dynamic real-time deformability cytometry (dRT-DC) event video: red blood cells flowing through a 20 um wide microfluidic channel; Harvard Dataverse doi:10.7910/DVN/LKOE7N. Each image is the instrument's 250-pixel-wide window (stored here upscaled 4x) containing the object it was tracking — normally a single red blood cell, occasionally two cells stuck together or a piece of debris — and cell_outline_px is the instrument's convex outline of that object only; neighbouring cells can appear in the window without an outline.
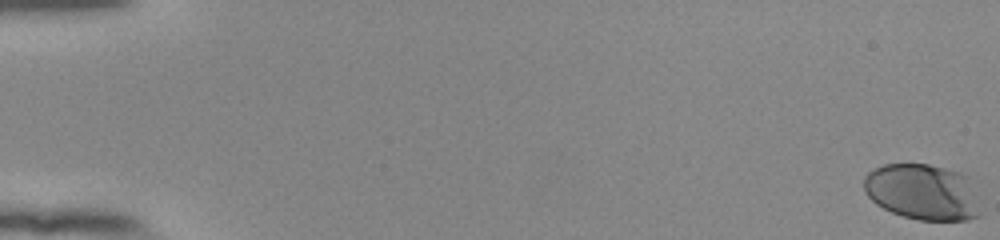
{"species": "human", "species_latin": "Homo sapiens", "temperature_condition": "room temperature", "stored_images_in_passage": 56, "camera_frame_rate_fps": 3000, "um_per_image_px": 0.085, "donor": {"sex": "female"}, "frame": {"image": 1, "passage_image": 1, "time_ms": 0.0, "image_size_px": [1000, 240], "cell_outline_px": [[980, 216], [968, 220], [920, 220], [904, 216], [892, 212], [876, 204], [864, 192], [864, 176], [868, 172], [884, 164], [928, 164], [960, 172], [968, 176]], "centroid_in_image_um": [78.37, 16.31], "position_along_channel_um": 6.6, "area_um2": 37.69}}
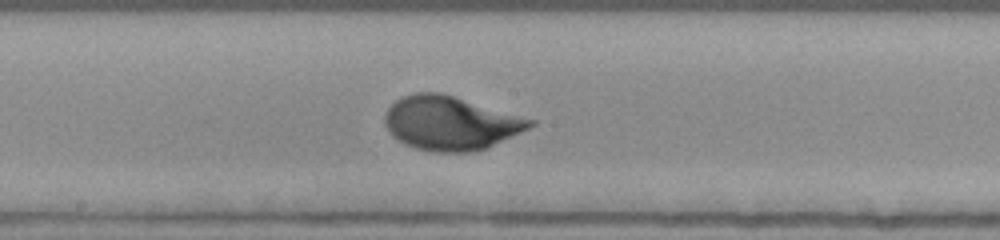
{"frame": {"image": 2, "passage_image": 32, "time_ms": 10.333, "image_size_px": [1000, 240], "cell_outline_px": [[536, 124], [528, 128], [484, 148], [468, 152], [432, 152], [416, 148], [404, 144], [396, 140], [392, 136], [384, 124], [384, 116], [388, 108], [400, 96], [416, 92], [440, 92], [536, 120]], "centroid_in_image_um": [38.23, 10.45], "position_along_channel_um": 210.0, "area_um2": 45.32}}
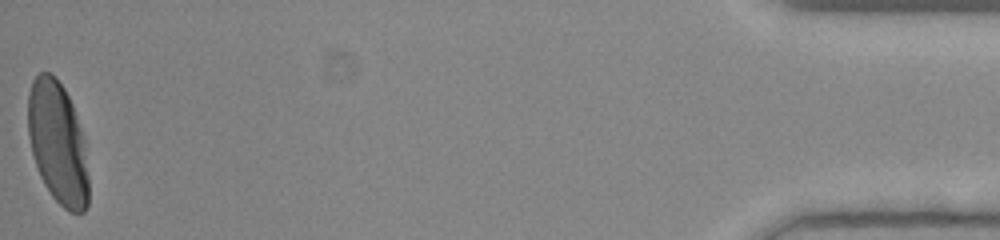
{"frame": {"image": 3, "passage_image": 56, "time_ms": 18.333, "image_size_px": [1000, 240], "cell_outline_px": [[88, 204], [84, 212], [68, 212], [52, 196], [44, 184], [40, 176], [32, 152], [28, 136], [28, 92], [32, 80], [40, 72], [48, 72], [56, 76], [64, 88], [72, 104], [84, 140], [88, 176]], "centroid_in_image_um": [4.9, 12.14], "position_along_channel_um": 430.3, "area_um2": 43.18}, "authors_computed_cell_mechanics": {"area_um2": 42.6853, "velocity_mm_per_s": 3.8494, "shape_relaxation_time_tau1_ms": 2.9842, "shape_relaxation_time_tau2_ms": null, "deformation_change_tau1": 0.1612, "deformation_change_tau2": null}}